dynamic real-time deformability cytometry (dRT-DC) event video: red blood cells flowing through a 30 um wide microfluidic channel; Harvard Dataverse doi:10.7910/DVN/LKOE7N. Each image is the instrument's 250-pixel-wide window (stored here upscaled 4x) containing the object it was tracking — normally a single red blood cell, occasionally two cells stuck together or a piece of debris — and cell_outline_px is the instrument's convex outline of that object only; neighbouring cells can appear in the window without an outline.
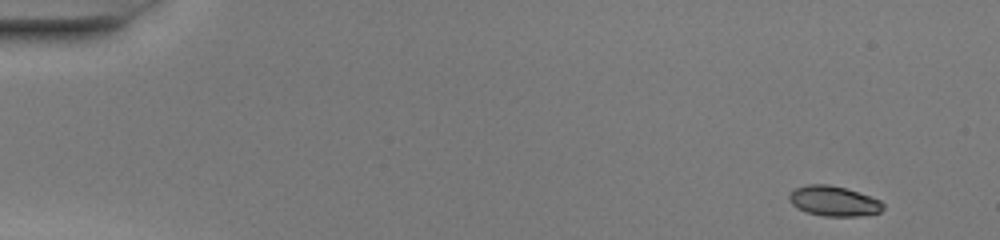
{"species": "common noctule bat (a hibernating species)", "species_latin": "Nyctalus noctula", "temperature_condition": "warm", "stored_images_in_passage": 48, "camera_frame_rate_fps": 3000, "um_per_image_px": 0.085, "animal": {"sex": "female", "body_mass_g": 20.0, "forearm_length_mm": 54.0}, "frame": {"image": 1, "passage_image": 1, "time_ms": 0.0, "image_size_px": [1000, 240], "cell_outline_px": [[884, 208], [880, 212], [856, 216], [824, 216], [808, 212], [796, 208], [788, 200], [788, 196], [796, 188], [808, 184], [828, 184], [844, 188], [880, 200], [884, 204]], "centroid_in_image_um": [70.85, 17.09], "position_along_channel_um": 14.2, "area_um2": 16.24}}
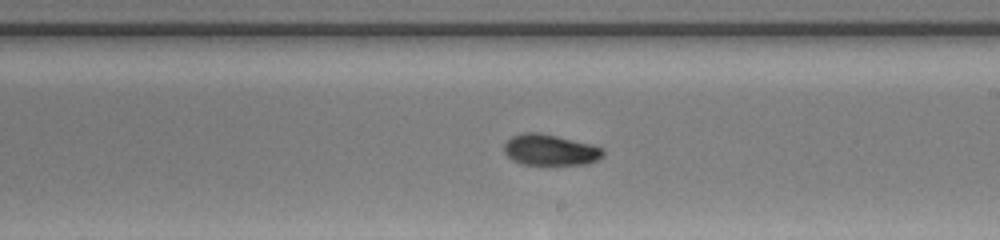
{"frame": {"image": 2, "passage_image": 28, "time_ms": 9.0, "image_size_px": [1000, 240], "cell_outline_px": [[604, 156], [600, 160], [588, 164], [520, 164], [512, 160], [504, 152], [504, 144], [512, 136], [524, 132], [540, 132], [592, 144], [604, 148]], "centroid_in_image_um": [46.8, 12.74], "position_along_channel_um": 242.2, "area_um2": 18.09}}
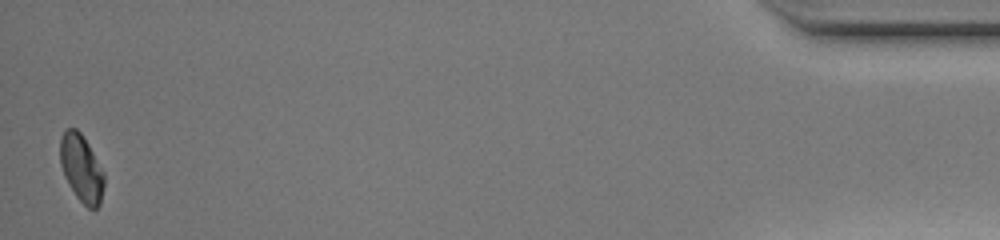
{"frame": {"image": 3, "passage_image": 48, "time_ms": 15.667, "image_size_px": [1000, 240], "cell_outline_px": [[104, 184], [100, 204], [96, 208], [88, 208], [76, 196], [64, 176], [60, 164], [60, 136], [64, 128], [76, 128], [80, 132], [88, 144], [104, 172]], "centroid_in_image_um": [6.9, 14.27], "position_along_channel_um": 428.3, "area_um2": 17.22}, "authors_computed_cell_mechanics": {"area_um2": 17.6579, "velocity_mm_per_s": 4.0887, "shape_relaxation_time_tau1_ms": null, "shape_relaxation_time_tau2_ms": 2.0655, "deformation_change_tau1": null, "deformation_change_tau2": 0.0586}}